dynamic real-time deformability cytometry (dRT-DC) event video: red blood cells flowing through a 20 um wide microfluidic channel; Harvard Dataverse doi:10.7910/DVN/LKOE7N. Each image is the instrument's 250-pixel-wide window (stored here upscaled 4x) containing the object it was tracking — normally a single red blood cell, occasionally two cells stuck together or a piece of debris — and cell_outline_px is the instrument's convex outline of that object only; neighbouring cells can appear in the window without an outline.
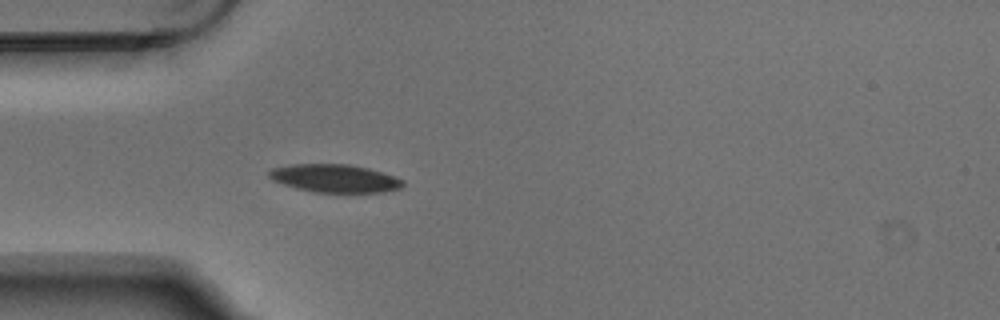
{"species": "Egyptian fruit bat (a non-hibernating species)", "species_latin": "Rousettus aegyptiacus", "temperature_condition": "warm", "stored_images_in_passage": 3, "camera_frame_rate_fps": 3000, "um_per_image_px": 0.085, "animal": {"sex": "male"}, "frame": {"image": 1, "passage_image": 3, "time_ms": 0.667, "image_size_px": [1000, 320], "cell_outline_px": [[404, 184], [400, 188], [384, 192], [316, 192], [296, 188], [272, 180], [268, 176], [268, 172], [272, 168], [292, 164], [348, 164], [368, 168], [404, 180]], "centroid_in_image_um": [28.43, 15.15], "position_along_channel_um": 56.6, "area_um2": 21.68}}